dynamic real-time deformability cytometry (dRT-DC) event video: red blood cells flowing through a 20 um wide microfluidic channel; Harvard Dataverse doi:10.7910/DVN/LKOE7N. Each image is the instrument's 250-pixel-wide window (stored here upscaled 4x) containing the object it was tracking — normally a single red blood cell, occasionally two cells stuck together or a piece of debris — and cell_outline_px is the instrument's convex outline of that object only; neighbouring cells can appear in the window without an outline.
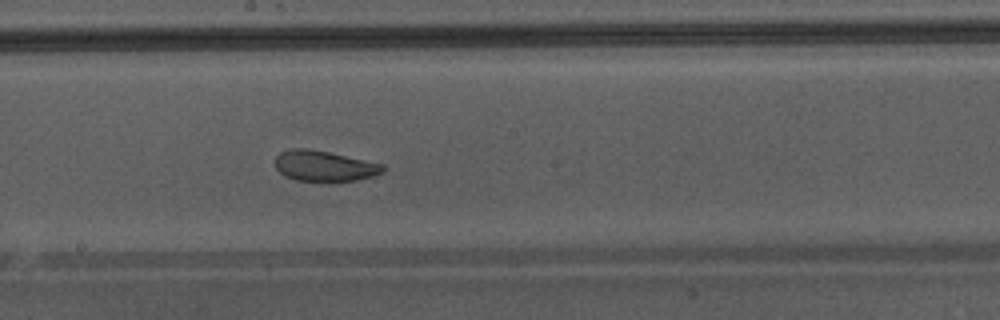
{"species": "Egyptian fruit bat (a non-hibernating species)", "species_latin": "Rousettus aegyptiacus", "temperature_condition": "warm", "stored_images_in_passage": 29, "camera_frame_rate_fps": 3000, "um_per_image_px": 0.085, "animal": {"sex": "male"}, "frame": {"image": 1, "passage_image": 17, "time_ms": 5.333, "image_size_px": [1000, 320], "cell_outline_px": [[384, 172], [372, 176], [356, 180], [296, 180], [284, 176], [276, 168], [276, 156], [280, 152], [288, 148], [308, 148], [328, 152], [384, 164]], "centroid_in_image_um": [27.54, 14.08], "position_along_channel_um": 220.7, "area_um2": 18.96}, "authors_computed_cell_mechanics": {"area_um2": 20.4612, "velocity_mm_per_s": 4.3071, "shape_relaxation_time_tau1_ms": 2.6559, "shape_relaxation_time_tau2_ms": 1.4811, "deformation_change_tau1": 0.0981, "deformation_change_tau2": 0.0673}}